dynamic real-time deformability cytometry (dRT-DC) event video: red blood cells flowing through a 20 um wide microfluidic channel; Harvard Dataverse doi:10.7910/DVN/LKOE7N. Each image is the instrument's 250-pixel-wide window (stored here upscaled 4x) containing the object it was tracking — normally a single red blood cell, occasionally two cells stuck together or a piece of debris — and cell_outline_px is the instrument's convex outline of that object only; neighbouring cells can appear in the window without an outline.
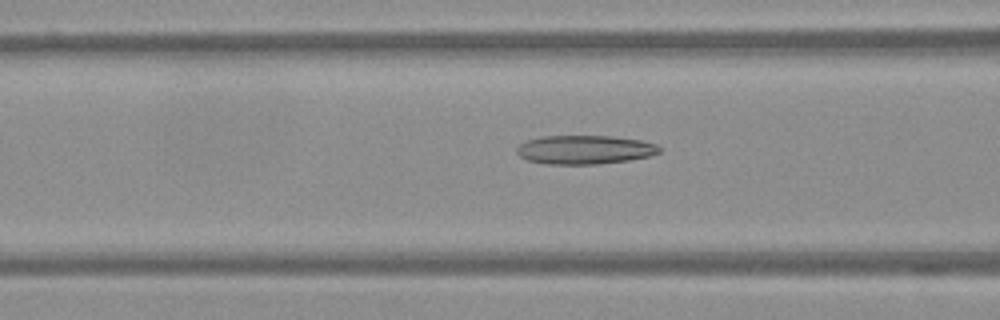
{"species": "Egyptian fruit bat (a non-hibernating species)", "species_latin": "Rousettus aegyptiacus", "temperature_condition": "warm", "stored_images_in_passage": 53, "camera_frame_rate_fps": 3000, "um_per_image_px": 0.085, "frame": {"image": 1, "passage_image": 20, "time_ms": 6.333, "image_size_px": [1000, 320], "cell_outline_px": [[660, 152], [648, 156], [628, 160], [596, 164], [544, 164], [528, 160], [520, 156], [516, 152], [516, 148], [520, 144], [528, 140], [544, 136], [608, 136], [640, 140], [656, 144], [660, 148]], "centroid_in_image_um": [49.67, 12.72], "position_along_channel_um": 116.9, "area_um2": 23.76}}
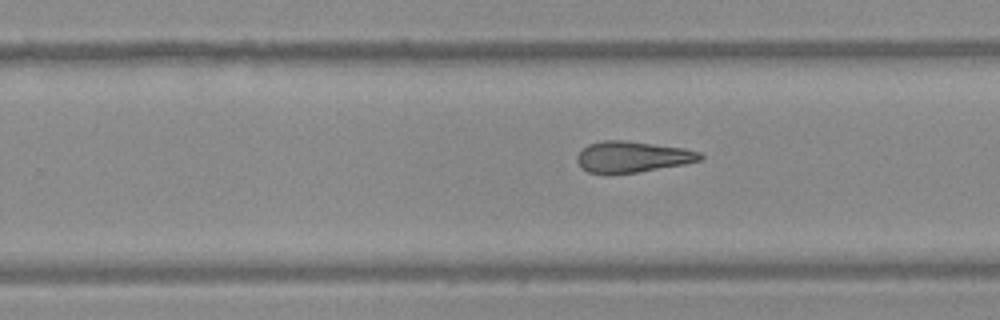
{"frame": {"image": 2, "passage_image": 33, "time_ms": 10.667, "image_size_px": [1000, 320], "cell_outline_px": [[704, 156], [700, 160], [684, 164], [636, 172], [588, 172], [576, 160], [576, 156], [588, 144], [604, 140], [624, 140], [684, 148], [700, 152]], "centroid_in_image_um": [53.78, 13.3], "position_along_channel_um": 276.0, "area_um2": 21.73}}
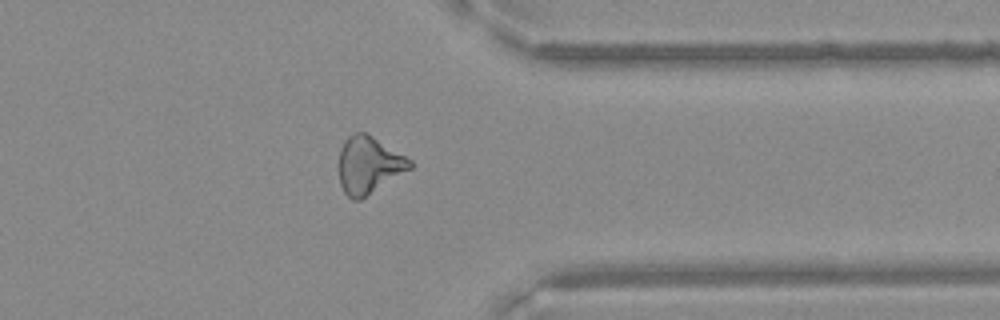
{"frame": {"image": 3, "passage_image": 42, "time_ms": 13.667, "image_size_px": [1000, 320], "cell_outline_px": [[412, 168], [360, 200], [352, 200], [344, 192], [340, 184], [340, 148], [344, 140], [348, 136], [356, 132], [364, 132], [372, 136], [412, 160]], "centroid_in_image_um": [31.34, 14.03], "position_along_channel_um": 380.1, "area_um2": 23.41}}